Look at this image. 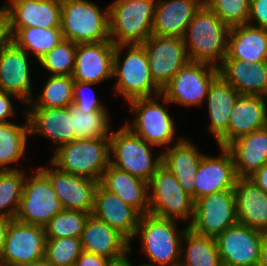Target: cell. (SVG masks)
I'll return each mask as SVG.
<instances>
[{
    "label": "cell",
    "mask_w": 267,
    "mask_h": 266,
    "mask_svg": "<svg viewBox=\"0 0 267 266\" xmlns=\"http://www.w3.org/2000/svg\"><path fill=\"white\" fill-rule=\"evenodd\" d=\"M237 223L234 190H223L194 202V216L188 228L197 235L216 238Z\"/></svg>",
    "instance_id": "7c38bea8"
},
{
    "label": "cell",
    "mask_w": 267,
    "mask_h": 266,
    "mask_svg": "<svg viewBox=\"0 0 267 266\" xmlns=\"http://www.w3.org/2000/svg\"><path fill=\"white\" fill-rule=\"evenodd\" d=\"M204 4L230 28L248 23L250 0H204Z\"/></svg>",
    "instance_id": "b9f144b4"
},
{
    "label": "cell",
    "mask_w": 267,
    "mask_h": 266,
    "mask_svg": "<svg viewBox=\"0 0 267 266\" xmlns=\"http://www.w3.org/2000/svg\"><path fill=\"white\" fill-rule=\"evenodd\" d=\"M45 228L11 219L7 228L1 263L24 266L45 257Z\"/></svg>",
    "instance_id": "4fadbf2b"
},
{
    "label": "cell",
    "mask_w": 267,
    "mask_h": 266,
    "mask_svg": "<svg viewBox=\"0 0 267 266\" xmlns=\"http://www.w3.org/2000/svg\"><path fill=\"white\" fill-rule=\"evenodd\" d=\"M110 260L107 257L83 251L74 266H108Z\"/></svg>",
    "instance_id": "bcb514c9"
},
{
    "label": "cell",
    "mask_w": 267,
    "mask_h": 266,
    "mask_svg": "<svg viewBox=\"0 0 267 266\" xmlns=\"http://www.w3.org/2000/svg\"><path fill=\"white\" fill-rule=\"evenodd\" d=\"M219 75L218 68L196 61H189L164 86L159 99L184 107L202 105L212 81Z\"/></svg>",
    "instance_id": "ba28073f"
},
{
    "label": "cell",
    "mask_w": 267,
    "mask_h": 266,
    "mask_svg": "<svg viewBox=\"0 0 267 266\" xmlns=\"http://www.w3.org/2000/svg\"><path fill=\"white\" fill-rule=\"evenodd\" d=\"M17 125L12 122L0 123V171L17 170L8 164L19 161L25 156L29 133V121Z\"/></svg>",
    "instance_id": "836d02e7"
},
{
    "label": "cell",
    "mask_w": 267,
    "mask_h": 266,
    "mask_svg": "<svg viewBox=\"0 0 267 266\" xmlns=\"http://www.w3.org/2000/svg\"><path fill=\"white\" fill-rule=\"evenodd\" d=\"M222 266H258L261 232L237 223L216 238Z\"/></svg>",
    "instance_id": "2e32d148"
},
{
    "label": "cell",
    "mask_w": 267,
    "mask_h": 266,
    "mask_svg": "<svg viewBox=\"0 0 267 266\" xmlns=\"http://www.w3.org/2000/svg\"><path fill=\"white\" fill-rule=\"evenodd\" d=\"M141 45L146 51L152 80L161 90L190 61L184 38L152 34Z\"/></svg>",
    "instance_id": "5bb4252c"
},
{
    "label": "cell",
    "mask_w": 267,
    "mask_h": 266,
    "mask_svg": "<svg viewBox=\"0 0 267 266\" xmlns=\"http://www.w3.org/2000/svg\"><path fill=\"white\" fill-rule=\"evenodd\" d=\"M128 253L129 252L120 258L111 259L108 266H133L131 260L128 258Z\"/></svg>",
    "instance_id": "816d5d0a"
},
{
    "label": "cell",
    "mask_w": 267,
    "mask_h": 266,
    "mask_svg": "<svg viewBox=\"0 0 267 266\" xmlns=\"http://www.w3.org/2000/svg\"><path fill=\"white\" fill-rule=\"evenodd\" d=\"M39 169L49 178L63 209L92 212L99 181L63 172L52 163L51 168L43 166Z\"/></svg>",
    "instance_id": "ac0fdd59"
},
{
    "label": "cell",
    "mask_w": 267,
    "mask_h": 266,
    "mask_svg": "<svg viewBox=\"0 0 267 266\" xmlns=\"http://www.w3.org/2000/svg\"><path fill=\"white\" fill-rule=\"evenodd\" d=\"M174 140V146L169 145L162 153V166L174 174L183 190L192 197L195 202V177L201 153L187 138L178 137Z\"/></svg>",
    "instance_id": "603a6c76"
},
{
    "label": "cell",
    "mask_w": 267,
    "mask_h": 266,
    "mask_svg": "<svg viewBox=\"0 0 267 266\" xmlns=\"http://www.w3.org/2000/svg\"><path fill=\"white\" fill-rule=\"evenodd\" d=\"M11 219L0 217V262H1V256L3 253V247L5 242V237L7 233V228L10 223Z\"/></svg>",
    "instance_id": "681fc988"
},
{
    "label": "cell",
    "mask_w": 267,
    "mask_h": 266,
    "mask_svg": "<svg viewBox=\"0 0 267 266\" xmlns=\"http://www.w3.org/2000/svg\"><path fill=\"white\" fill-rule=\"evenodd\" d=\"M137 266H149V265H146V264H140V265H137Z\"/></svg>",
    "instance_id": "11a10c76"
},
{
    "label": "cell",
    "mask_w": 267,
    "mask_h": 266,
    "mask_svg": "<svg viewBox=\"0 0 267 266\" xmlns=\"http://www.w3.org/2000/svg\"><path fill=\"white\" fill-rule=\"evenodd\" d=\"M157 99L159 94L129 101V110L135 118L124 125L153 146L166 149L175 138L176 127L168 110Z\"/></svg>",
    "instance_id": "30bf717a"
},
{
    "label": "cell",
    "mask_w": 267,
    "mask_h": 266,
    "mask_svg": "<svg viewBox=\"0 0 267 266\" xmlns=\"http://www.w3.org/2000/svg\"><path fill=\"white\" fill-rule=\"evenodd\" d=\"M174 219L152 214L141 215L134 238L140 237L142 252L152 263L149 266H180L182 239L185 229L179 230Z\"/></svg>",
    "instance_id": "7a4b0ae2"
},
{
    "label": "cell",
    "mask_w": 267,
    "mask_h": 266,
    "mask_svg": "<svg viewBox=\"0 0 267 266\" xmlns=\"http://www.w3.org/2000/svg\"><path fill=\"white\" fill-rule=\"evenodd\" d=\"M248 24L267 30V0H250Z\"/></svg>",
    "instance_id": "ee69618b"
},
{
    "label": "cell",
    "mask_w": 267,
    "mask_h": 266,
    "mask_svg": "<svg viewBox=\"0 0 267 266\" xmlns=\"http://www.w3.org/2000/svg\"><path fill=\"white\" fill-rule=\"evenodd\" d=\"M248 179L267 194V163L249 176Z\"/></svg>",
    "instance_id": "7dc6e473"
},
{
    "label": "cell",
    "mask_w": 267,
    "mask_h": 266,
    "mask_svg": "<svg viewBox=\"0 0 267 266\" xmlns=\"http://www.w3.org/2000/svg\"><path fill=\"white\" fill-rule=\"evenodd\" d=\"M267 97L240 94L229 117L228 132L217 142L227 147L232 141L267 126Z\"/></svg>",
    "instance_id": "44dd1931"
},
{
    "label": "cell",
    "mask_w": 267,
    "mask_h": 266,
    "mask_svg": "<svg viewBox=\"0 0 267 266\" xmlns=\"http://www.w3.org/2000/svg\"><path fill=\"white\" fill-rule=\"evenodd\" d=\"M157 0H114L109 7L110 40L115 44H141L152 34Z\"/></svg>",
    "instance_id": "5b68a950"
},
{
    "label": "cell",
    "mask_w": 267,
    "mask_h": 266,
    "mask_svg": "<svg viewBox=\"0 0 267 266\" xmlns=\"http://www.w3.org/2000/svg\"><path fill=\"white\" fill-rule=\"evenodd\" d=\"M94 83L74 81L73 106L82 113L108 112L105 104L96 98V95L88 93ZM88 90V91H87Z\"/></svg>",
    "instance_id": "7bdbcfd3"
},
{
    "label": "cell",
    "mask_w": 267,
    "mask_h": 266,
    "mask_svg": "<svg viewBox=\"0 0 267 266\" xmlns=\"http://www.w3.org/2000/svg\"><path fill=\"white\" fill-rule=\"evenodd\" d=\"M61 31L76 44L108 41L109 7L102 11L88 0H62Z\"/></svg>",
    "instance_id": "8992f818"
},
{
    "label": "cell",
    "mask_w": 267,
    "mask_h": 266,
    "mask_svg": "<svg viewBox=\"0 0 267 266\" xmlns=\"http://www.w3.org/2000/svg\"><path fill=\"white\" fill-rule=\"evenodd\" d=\"M99 184L107 191L116 194L141 215L149 213L148 182L109 164Z\"/></svg>",
    "instance_id": "83f0119b"
},
{
    "label": "cell",
    "mask_w": 267,
    "mask_h": 266,
    "mask_svg": "<svg viewBox=\"0 0 267 266\" xmlns=\"http://www.w3.org/2000/svg\"><path fill=\"white\" fill-rule=\"evenodd\" d=\"M23 113L29 121L30 135L41 134L57 148L74 140L70 107L26 108Z\"/></svg>",
    "instance_id": "484cf974"
},
{
    "label": "cell",
    "mask_w": 267,
    "mask_h": 266,
    "mask_svg": "<svg viewBox=\"0 0 267 266\" xmlns=\"http://www.w3.org/2000/svg\"><path fill=\"white\" fill-rule=\"evenodd\" d=\"M0 266H8V265H6V264H3V263H1V262H0Z\"/></svg>",
    "instance_id": "db71d44e"
},
{
    "label": "cell",
    "mask_w": 267,
    "mask_h": 266,
    "mask_svg": "<svg viewBox=\"0 0 267 266\" xmlns=\"http://www.w3.org/2000/svg\"><path fill=\"white\" fill-rule=\"evenodd\" d=\"M12 97L19 100L15 95L0 90V123L10 122L7 118L16 113L11 100Z\"/></svg>",
    "instance_id": "f6af8a7d"
},
{
    "label": "cell",
    "mask_w": 267,
    "mask_h": 266,
    "mask_svg": "<svg viewBox=\"0 0 267 266\" xmlns=\"http://www.w3.org/2000/svg\"><path fill=\"white\" fill-rule=\"evenodd\" d=\"M240 93L218 75L210 84L206 103L210 123L207 127L216 143L228 132L229 117Z\"/></svg>",
    "instance_id": "1f68e13d"
},
{
    "label": "cell",
    "mask_w": 267,
    "mask_h": 266,
    "mask_svg": "<svg viewBox=\"0 0 267 266\" xmlns=\"http://www.w3.org/2000/svg\"><path fill=\"white\" fill-rule=\"evenodd\" d=\"M83 251L117 259L131 252V242L118 230L92 214L89 216L81 234Z\"/></svg>",
    "instance_id": "d4e9b609"
},
{
    "label": "cell",
    "mask_w": 267,
    "mask_h": 266,
    "mask_svg": "<svg viewBox=\"0 0 267 266\" xmlns=\"http://www.w3.org/2000/svg\"><path fill=\"white\" fill-rule=\"evenodd\" d=\"M125 48L128 52L122 59L120 54ZM115 77L114 90L128 102L161 94V89L152 80L146 51L141 44L115 45L113 78Z\"/></svg>",
    "instance_id": "3957f363"
},
{
    "label": "cell",
    "mask_w": 267,
    "mask_h": 266,
    "mask_svg": "<svg viewBox=\"0 0 267 266\" xmlns=\"http://www.w3.org/2000/svg\"><path fill=\"white\" fill-rule=\"evenodd\" d=\"M225 58L250 65L267 61V30L250 24L230 28Z\"/></svg>",
    "instance_id": "4dcf8cb0"
},
{
    "label": "cell",
    "mask_w": 267,
    "mask_h": 266,
    "mask_svg": "<svg viewBox=\"0 0 267 266\" xmlns=\"http://www.w3.org/2000/svg\"><path fill=\"white\" fill-rule=\"evenodd\" d=\"M218 71L240 94L267 97V61L250 65L246 61L224 58Z\"/></svg>",
    "instance_id": "4316f807"
},
{
    "label": "cell",
    "mask_w": 267,
    "mask_h": 266,
    "mask_svg": "<svg viewBox=\"0 0 267 266\" xmlns=\"http://www.w3.org/2000/svg\"><path fill=\"white\" fill-rule=\"evenodd\" d=\"M77 44L62 39L53 49L41 57V67L52 75L72 76L75 66Z\"/></svg>",
    "instance_id": "ab89813d"
},
{
    "label": "cell",
    "mask_w": 267,
    "mask_h": 266,
    "mask_svg": "<svg viewBox=\"0 0 267 266\" xmlns=\"http://www.w3.org/2000/svg\"><path fill=\"white\" fill-rule=\"evenodd\" d=\"M25 178L21 169L0 171V217L15 219Z\"/></svg>",
    "instance_id": "74e56055"
},
{
    "label": "cell",
    "mask_w": 267,
    "mask_h": 266,
    "mask_svg": "<svg viewBox=\"0 0 267 266\" xmlns=\"http://www.w3.org/2000/svg\"><path fill=\"white\" fill-rule=\"evenodd\" d=\"M91 213L64 209L44 227L46 238H80Z\"/></svg>",
    "instance_id": "f35d334b"
},
{
    "label": "cell",
    "mask_w": 267,
    "mask_h": 266,
    "mask_svg": "<svg viewBox=\"0 0 267 266\" xmlns=\"http://www.w3.org/2000/svg\"><path fill=\"white\" fill-rule=\"evenodd\" d=\"M108 112L82 113L73 105L70 106L74 139H93L110 137L111 126Z\"/></svg>",
    "instance_id": "8d00e7d4"
},
{
    "label": "cell",
    "mask_w": 267,
    "mask_h": 266,
    "mask_svg": "<svg viewBox=\"0 0 267 266\" xmlns=\"http://www.w3.org/2000/svg\"><path fill=\"white\" fill-rule=\"evenodd\" d=\"M115 44L111 41L77 44L74 81L99 84L113 78Z\"/></svg>",
    "instance_id": "d6986e66"
},
{
    "label": "cell",
    "mask_w": 267,
    "mask_h": 266,
    "mask_svg": "<svg viewBox=\"0 0 267 266\" xmlns=\"http://www.w3.org/2000/svg\"><path fill=\"white\" fill-rule=\"evenodd\" d=\"M53 154L50 163L59 170L100 181L110 164V139H74L55 148Z\"/></svg>",
    "instance_id": "277c9868"
},
{
    "label": "cell",
    "mask_w": 267,
    "mask_h": 266,
    "mask_svg": "<svg viewBox=\"0 0 267 266\" xmlns=\"http://www.w3.org/2000/svg\"><path fill=\"white\" fill-rule=\"evenodd\" d=\"M220 156L203 154L195 177V201L205 195L223 190H233L237 175L232 153L219 146Z\"/></svg>",
    "instance_id": "ffe728a7"
},
{
    "label": "cell",
    "mask_w": 267,
    "mask_h": 266,
    "mask_svg": "<svg viewBox=\"0 0 267 266\" xmlns=\"http://www.w3.org/2000/svg\"><path fill=\"white\" fill-rule=\"evenodd\" d=\"M91 214L118 230L131 242L141 217L136 209L123 202L116 194L104 189L100 184L95 190Z\"/></svg>",
    "instance_id": "7402d4cb"
},
{
    "label": "cell",
    "mask_w": 267,
    "mask_h": 266,
    "mask_svg": "<svg viewBox=\"0 0 267 266\" xmlns=\"http://www.w3.org/2000/svg\"><path fill=\"white\" fill-rule=\"evenodd\" d=\"M204 0H157L153 35L183 38L195 13Z\"/></svg>",
    "instance_id": "cb8c5ba5"
},
{
    "label": "cell",
    "mask_w": 267,
    "mask_h": 266,
    "mask_svg": "<svg viewBox=\"0 0 267 266\" xmlns=\"http://www.w3.org/2000/svg\"><path fill=\"white\" fill-rule=\"evenodd\" d=\"M10 39L39 60L53 49L63 39V36L61 27H27L19 29Z\"/></svg>",
    "instance_id": "e575fe53"
},
{
    "label": "cell",
    "mask_w": 267,
    "mask_h": 266,
    "mask_svg": "<svg viewBox=\"0 0 267 266\" xmlns=\"http://www.w3.org/2000/svg\"><path fill=\"white\" fill-rule=\"evenodd\" d=\"M63 210L49 178L39 168L31 177L26 175L15 219L45 227L53 216Z\"/></svg>",
    "instance_id": "8fae6325"
},
{
    "label": "cell",
    "mask_w": 267,
    "mask_h": 266,
    "mask_svg": "<svg viewBox=\"0 0 267 266\" xmlns=\"http://www.w3.org/2000/svg\"><path fill=\"white\" fill-rule=\"evenodd\" d=\"M260 261L258 266H267V229L261 230Z\"/></svg>",
    "instance_id": "c3c4849f"
},
{
    "label": "cell",
    "mask_w": 267,
    "mask_h": 266,
    "mask_svg": "<svg viewBox=\"0 0 267 266\" xmlns=\"http://www.w3.org/2000/svg\"><path fill=\"white\" fill-rule=\"evenodd\" d=\"M180 266H222L214 237L200 236L189 228L182 239ZM184 256V258H183Z\"/></svg>",
    "instance_id": "d6a6232c"
},
{
    "label": "cell",
    "mask_w": 267,
    "mask_h": 266,
    "mask_svg": "<svg viewBox=\"0 0 267 266\" xmlns=\"http://www.w3.org/2000/svg\"><path fill=\"white\" fill-rule=\"evenodd\" d=\"M233 190L238 223L267 229V194L248 178H237Z\"/></svg>",
    "instance_id": "f1b7e54d"
},
{
    "label": "cell",
    "mask_w": 267,
    "mask_h": 266,
    "mask_svg": "<svg viewBox=\"0 0 267 266\" xmlns=\"http://www.w3.org/2000/svg\"><path fill=\"white\" fill-rule=\"evenodd\" d=\"M24 266H52V265L44 257L40 260L34 261V262L27 264V265H24Z\"/></svg>",
    "instance_id": "f5cc1de1"
},
{
    "label": "cell",
    "mask_w": 267,
    "mask_h": 266,
    "mask_svg": "<svg viewBox=\"0 0 267 266\" xmlns=\"http://www.w3.org/2000/svg\"><path fill=\"white\" fill-rule=\"evenodd\" d=\"M109 139L110 164L149 183L162 165V153L153 159L151 147L154 146L125 125L119 130H112Z\"/></svg>",
    "instance_id": "52a82bcc"
},
{
    "label": "cell",
    "mask_w": 267,
    "mask_h": 266,
    "mask_svg": "<svg viewBox=\"0 0 267 266\" xmlns=\"http://www.w3.org/2000/svg\"><path fill=\"white\" fill-rule=\"evenodd\" d=\"M29 54L7 39L0 47V90L28 104L34 97L30 79Z\"/></svg>",
    "instance_id": "e0dca14e"
},
{
    "label": "cell",
    "mask_w": 267,
    "mask_h": 266,
    "mask_svg": "<svg viewBox=\"0 0 267 266\" xmlns=\"http://www.w3.org/2000/svg\"><path fill=\"white\" fill-rule=\"evenodd\" d=\"M82 252L80 238H46L45 258L52 266H74Z\"/></svg>",
    "instance_id": "60d3db41"
},
{
    "label": "cell",
    "mask_w": 267,
    "mask_h": 266,
    "mask_svg": "<svg viewBox=\"0 0 267 266\" xmlns=\"http://www.w3.org/2000/svg\"><path fill=\"white\" fill-rule=\"evenodd\" d=\"M229 32L230 27L203 4L183 37L189 60L218 68L227 53Z\"/></svg>",
    "instance_id": "6da1fadb"
},
{
    "label": "cell",
    "mask_w": 267,
    "mask_h": 266,
    "mask_svg": "<svg viewBox=\"0 0 267 266\" xmlns=\"http://www.w3.org/2000/svg\"><path fill=\"white\" fill-rule=\"evenodd\" d=\"M227 148L232 153L238 178H248L267 163V126L238 137Z\"/></svg>",
    "instance_id": "f546056e"
},
{
    "label": "cell",
    "mask_w": 267,
    "mask_h": 266,
    "mask_svg": "<svg viewBox=\"0 0 267 266\" xmlns=\"http://www.w3.org/2000/svg\"><path fill=\"white\" fill-rule=\"evenodd\" d=\"M8 2V4H7ZM2 5L7 37L27 27H61L62 0H8Z\"/></svg>",
    "instance_id": "9a60e30c"
},
{
    "label": "cell",
    "mask_w": 267,
    "mask_h": 266,
    "mask_svg": "<svg viewBox=\"0 0 267 266\" xmlns=\"http://www.w3.org/2000/svg\"><path fill=\"white\" fill-rule=\"evenodd\" d=\"M7 39L6 15L3 7H0V47Z\"/></svg>",
    "instance_id": "f907efd6"
},
{
    "label": "cell",
    "mask_w": 267,
    "mask_h": 266,
    "mask_svg": "<svg viewBox=\"0 0 267 266\" xmlns=\"http://www.w3.org/2000/svg\"><path fill=\"white\" fill-rule=\"evenodd\" d=\"M73 76L50 75L42 92L33 97L28 108L70 107L73 105Z\"/></svg>",
    "instance_id": "d590c367"
},
{
    "label": "cell",
    "mask_w": 267,
    "mask_h": 266,
    "mask_svg": "<svg viewBox=\"0 0 267 266\" xmlns=\"http://www.w3.org/2000/svg\"><path fill=\"white\" fill-rule=\"evenodd\" d=\"M149 214L191 223L194 201L180 186L174 174L160 166L148 183ZM187 219V220H186Z\"/></svg>",
    "instance_id": "9c48e42d"
}]
</instances>
